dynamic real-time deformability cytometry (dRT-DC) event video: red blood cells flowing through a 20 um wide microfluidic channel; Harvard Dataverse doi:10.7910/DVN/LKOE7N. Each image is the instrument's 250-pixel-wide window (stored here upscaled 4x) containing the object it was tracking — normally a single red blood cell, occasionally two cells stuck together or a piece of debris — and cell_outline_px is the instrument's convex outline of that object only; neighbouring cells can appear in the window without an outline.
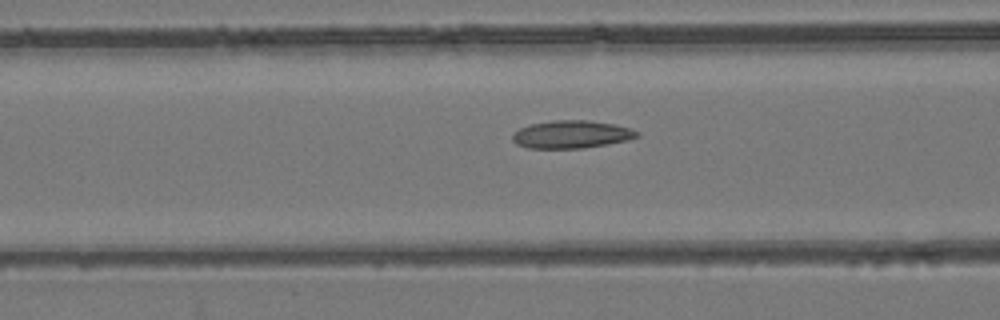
{"species": "common noctule bat (a hibernating species)", "species_latin": "Nyctalus noctula", "temperature_condition": "room temperature", "stored_images_in_passage": 54, "camera_frame_rate_fps": 3000, "um_per_image_px": 0.085, "animal": {"sex": "female", "body_mass_g": 24.6, "forearm_length_mm": 56.2}, "frame": {"image": 1, "passage_image": 22, "time_ms": 7.0, "image_size_px": [1000, 320], "cell_outline_px": [[640, 136], [628, 140], [608, 144], [584, 148], [528, 148], [516, 144], [512, 140], [512, 132], [520, 128], [532, 124], [552, 120], [588, 120], [612, 124], [628, 128], [640, 132]], "centroid_in_image_um": [48.56, 11.43], "position_along_channel_um": 118.0, "area_um2": 20.17}}
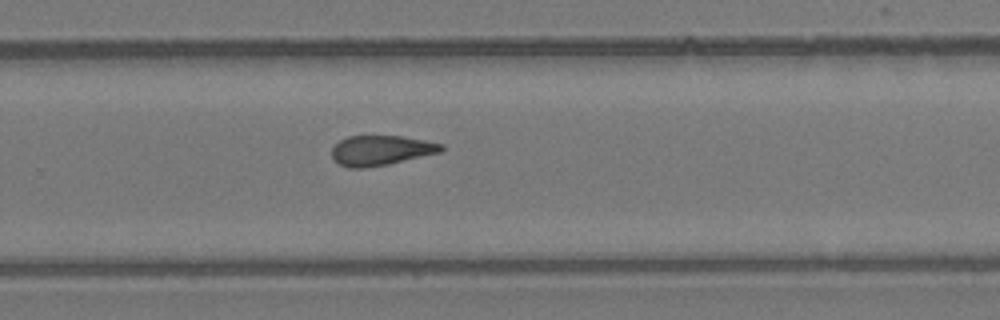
{"frame": {"image": 2, "passage_image": 36, "time_ms": 11.667, "image_size_px": [1000, 320], "cell_outline_px": [[444, 148], [440, 152], [388, 164], [364, 168], [348, 168], [336, 164], [332, 160], [332, 148], [340, 140], [348, 136], [400, 136], [424, 140], [444, 144]], "centroid_in_image_um": [32.33, 12.79], "position_along_channel_um": 297.5, "area_um2": 19.13}}
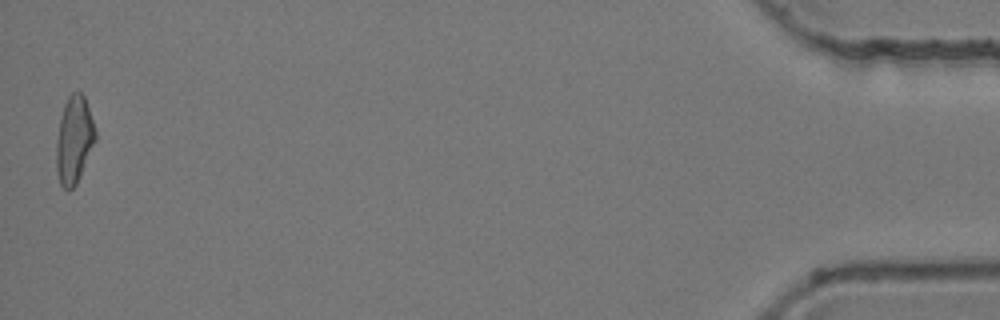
{"frame": {"image": 3, "passage_image": 54, "time_ms": 17.667, "image_size_px": [1000, 320], "cell_outline_px": [[96, 140], [80, 176], [76, 184], [68, 192], [60, 184], [56, 168], [56, 140], [60, 116], [64, 104], [68, 96], [72, 92], [80, 92], [84, 96], [96, 132]], "centroid_in_image_um": [6.28, 11.9], "position_along_channel_um": 428.9, "area_um2": 19.88}, "authors_computed_cell_mechanics": {"area_um2": 19.9121, "velocity_mm_per_s": 3.845, "shape_relaxation_time_tau1_ms": null, "shape_relaxation_time_tau2_ms": 3.7872, "deformation_change_tau1": null, "deformation_change_tau2": 0.1274}}